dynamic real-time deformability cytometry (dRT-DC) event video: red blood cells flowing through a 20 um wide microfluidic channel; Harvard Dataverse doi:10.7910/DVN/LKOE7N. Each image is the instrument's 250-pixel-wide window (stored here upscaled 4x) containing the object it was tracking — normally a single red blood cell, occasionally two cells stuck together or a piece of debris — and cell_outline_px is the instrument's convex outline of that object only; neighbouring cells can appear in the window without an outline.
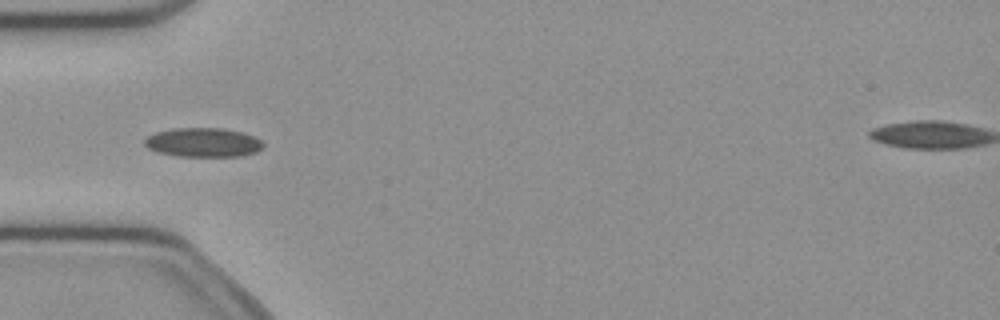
{"species": "common noctule bat (a hibernating species)", "species_latin": "Nyctalus noctula", "temperature_condition": "cold", "stored_images_in_passage": 18, "camera_frame_rate_fps": 3000, "um_per_image_px": 0.085, "animal": {"sex": "female", "body_mass_g": 21.9}, "frame": {"image": 1, "passage_image": 1, "time_ms": 0.0, "image_size_px": [1000, 320], "cell_outline_px": [[264, 148], [256, 152], [240, 156], [176, 156], [156, 152], [148, 148], [144, 144], [144, 140], [148, 136], [156, 132], [172, 128], [224, 128], [244, 132], [256, 136], [264, 144]], "centroid_in_image_um": [17.29, 12.1], "position_along_channel_um": 67.7, "area_um2": 20.4}}
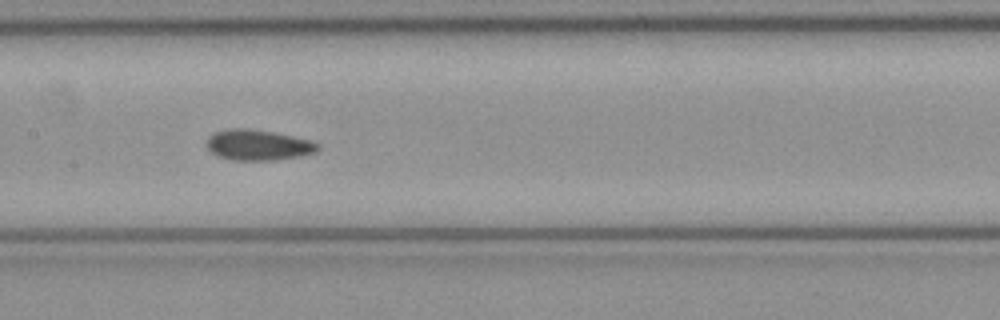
{"frame": {"image": 2, "passage_image": 10, "time_ms": 3.0, "image_size_px": [1000, 320], "cell_outline_px": [[320, 148], [316, 152], [300, 156], [276, 160], [232, 160], [216, 156], [204, 144], [208, 136], [216, 132], [228, 128], [248, 128], [272, 132], [316, 140], [320, 144]], "centroid_in_image_um": [21.96, 12.32], "position_along_channel_um": 185.4, "area_um2": 20.23}}
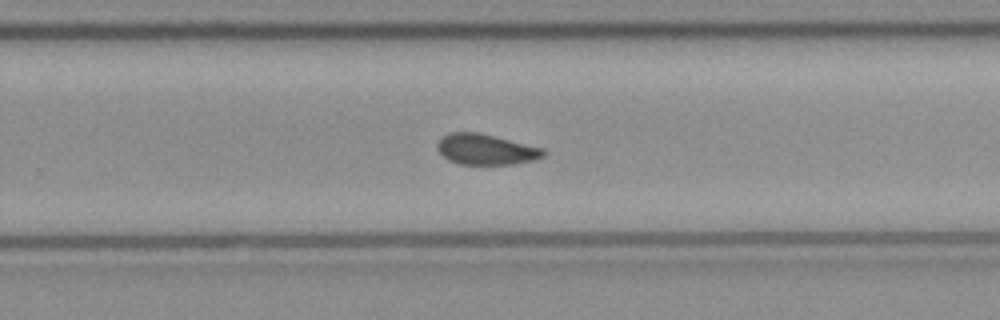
{"frame": {"image": 3, "passage_image": 18, "time_ms": 5.667, "image_size_px": [1000, 320], "cell_outline_px": [[548, 152], [544, 156], [532, 160], [516, 164], [460, 164], [448, 160], [436, 148], [436, 144], [440, 136], [448, 132], [480, 132], [544, 148]], "centroid_in_image_um": [41.29, 12.68], "position_along_channel_um": 288.5, "area_um2": 19.25}}